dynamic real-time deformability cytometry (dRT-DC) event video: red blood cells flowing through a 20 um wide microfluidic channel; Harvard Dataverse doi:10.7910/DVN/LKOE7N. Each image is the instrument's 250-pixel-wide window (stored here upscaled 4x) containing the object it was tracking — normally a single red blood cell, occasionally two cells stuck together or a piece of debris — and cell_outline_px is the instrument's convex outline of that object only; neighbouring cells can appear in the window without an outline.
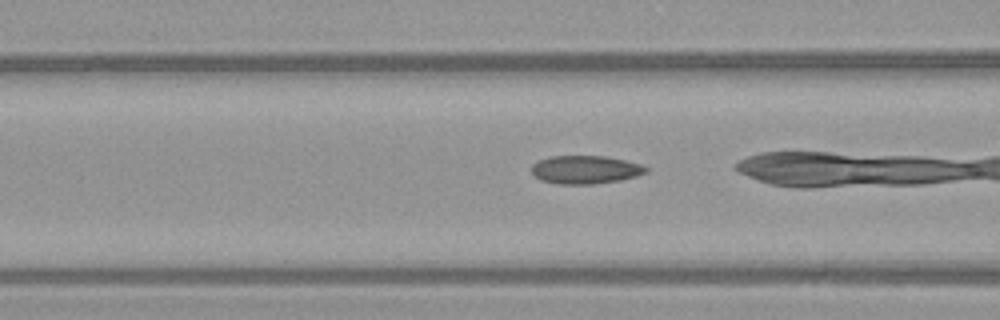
{"species": "common noctule bat (a hibernating species)", "species_latin": "Nyctalus noctula", "temperature_condition": "warm", "stored_images_in_passage": 26, "camera_frame_rate_fps": 3000, "um_per_image_px": 0.085, "animal": {"sex": "female", "body_mass_g": 21.9}, "frame": {"image": 1, "passage_image": 7, "time_ms": 2.0, "image_size_px": [1000, 320], "cell_outline_px": [[648, 172], [636, 176], [620, 180], [592, 184], [560, 184], [540, 180], [532, 172], [532, 164], [540, 160], [552, 156], [604, 156], [624, 160], [640, 164], [648, 168]], "centroid_in_image_um": [49.76, 14.42], "position_along_channel_um": 116.8, "area_um2": 18.67}}
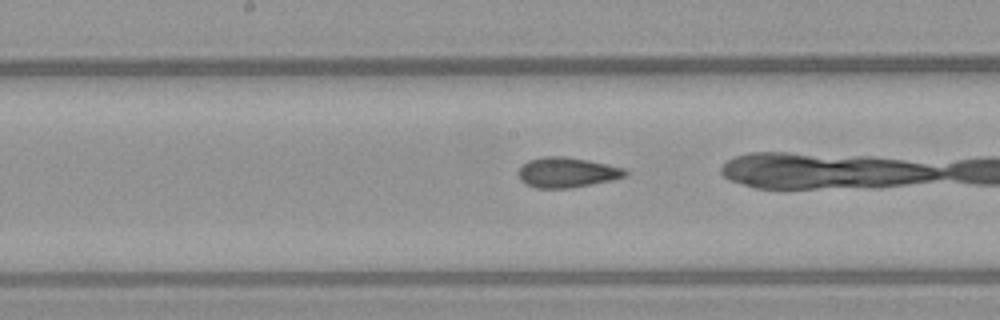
{"frame": {"image": 2, "passage_image": 13, "time_ms": 4.0, "image_size_px": [1000, 320], "cell_outline_px": [[628, 176], [612, 180], [572, 188], [536, 188], [524, 184], [520, 180], [516, 172], [528, 160], [544, 156], [564, 156], [588, 160], [608, 164], [624, 168], [628, 172]], "centroid_in_image_um": [48.18, 14.66], "position_along_channel_um": 200.0, "area_um2": 19.02}}
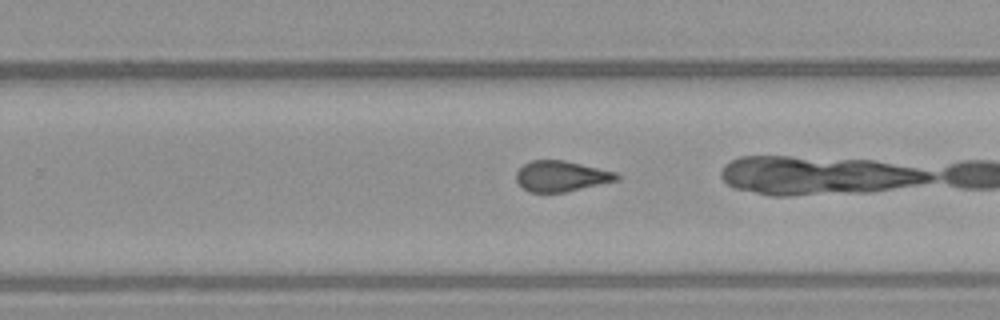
{"frame": {"image": 3, "passage_image": 19, "time_ms": 6.0, "image_size_px": [1000, 320], "cell_outline_px": [[620, 180], [564, 192], [528, 192], [516, 180], [516, 172], [524, 164], [532, 160], [564, 160], [616, 172], [620, 176]], "centroid_in_image_um": [47.72, 14.97], "position_along_channel_um": 282.1, "area_um2": 17.86}}